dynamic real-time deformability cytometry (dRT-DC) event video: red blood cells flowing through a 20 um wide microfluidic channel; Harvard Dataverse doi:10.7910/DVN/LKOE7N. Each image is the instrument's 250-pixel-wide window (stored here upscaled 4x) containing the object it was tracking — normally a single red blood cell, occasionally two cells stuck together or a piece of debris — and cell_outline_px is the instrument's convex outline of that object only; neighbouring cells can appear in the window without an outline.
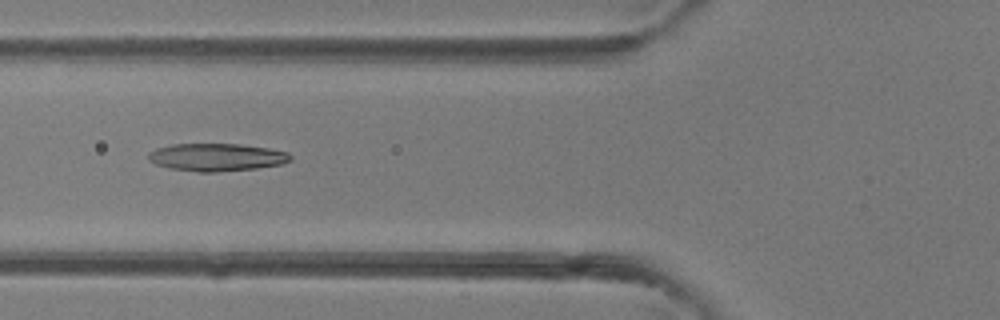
{"species": "common noctule bat (a hibernating species)", "species_latin": "Nyctalus noctula", "temperature_condition": "room temperature", "stored_images_in_passage": 4, "camera_frame_rate_fps": 3000, "um_per_image_px": 0.085, "animal": {"sex": "female"}, "frame": {"image": 1, "passage_image": 4, "time_ms": 3.333, "image_size_px": [1000, 320], "cell_outline_px": [[292, 160], [280, 164], [256, 168], [216, 172], [200, 172], [168, 168], [156, 164], [148, 160], [148, 152], [156, 148], [172, 144], [240, 144], [268, 148], [288, 152], [292, 156]], "centroid_in_image_um": [18.39, 13.36], "position_along_channel_um": 107.4, "area_um2": 22.95}}